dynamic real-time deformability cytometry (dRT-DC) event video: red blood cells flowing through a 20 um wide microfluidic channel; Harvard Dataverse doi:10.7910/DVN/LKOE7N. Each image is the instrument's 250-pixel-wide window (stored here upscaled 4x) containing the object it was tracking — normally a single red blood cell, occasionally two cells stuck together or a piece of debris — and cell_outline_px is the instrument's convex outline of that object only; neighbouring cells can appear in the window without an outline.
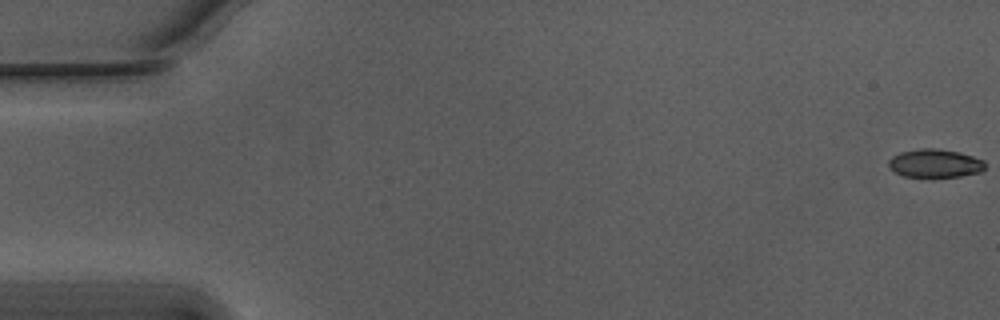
{"species": "Egyptian fruit bat (a non-hibernating species)", "species_latin": "Rousettus aegyptiacus", "temperature_condition": "warm", "stored_images_in_passage": 55, "camera_frame_rate_fps": 3000, "um_per_image_px": 0.085, "animal": {"sex": "male"}, "frame": {"image": 1, "passage_image": 1, "time_ms": 0.0, "image_size_px": [1000, 320], "cell_outline_px": [[984, 168], [980, 172], [960, 176], [932, 180], [924, 180], [904, 176], [892, 172], [888, 168], [888, 160], [892, 156], [900, 152], [920, 148], [936, 148], [960, 152], [984, 160]], "centroid_in_image_um": [79.4, 13.93], "position_along_channel_um": 5.6, "area_um2": 16.88}}
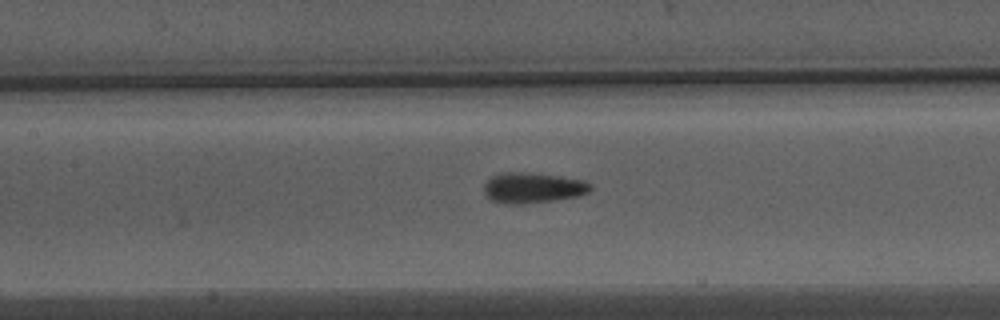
{"frame": {"image": 2, "passage_image": 26, "time_ms": 8.333, "image_size_px": [1000, 320], "cell_outline_px": [[592, 188], [588, 192], [576, 196], [552, 200], [524, 204], [508, 204], [492, 200], [484, 192], [484, 184], [492, 176], [504, 172], [528, 172], [584, 180], [592, 184]], "centroid_in_image_um": [45.28, 15.96], "position_along_channel_um": 162.1, "area_um2": 18.73}}
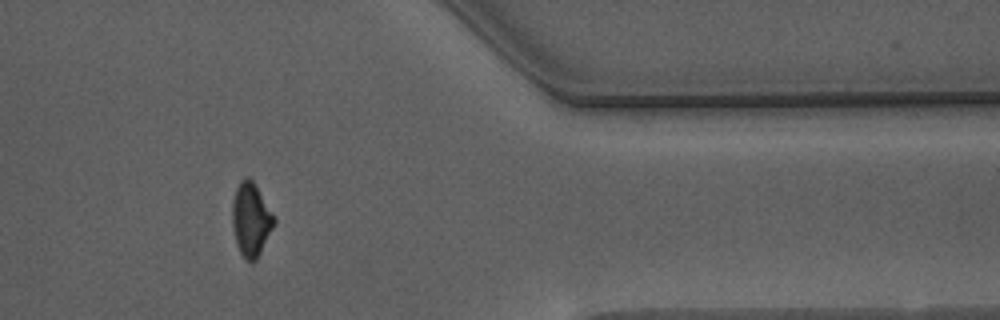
{"frame": {"image": 3, "passage_image": 46, "time_ms": 15.0, "image_size_px": [1000, 320], "cell_outline_px": [[276, 220], [256, 260], [252, 264], [240, 252], [236, 244], [232, 224], [232, 204], [236, 188], [240, 180], [248, 176], [252, 180], [276, 216]], "centroid_in_image_um": [21.33, 18.64], "position_along_channel_um": 390.1, "area_um2": 17.8}, "authors_computed_cell_mechanics": {"area_um2": 17.5712, "velocity_mm_per_s": 3.7698, "shape_relaxation_time_tau1_ms": 5.3465, "shape_relaxation_time_tau2_ms": 1.8491, "deformation_change_tau1": 0.1724, "deformation_change_tau2": 0.0878}}